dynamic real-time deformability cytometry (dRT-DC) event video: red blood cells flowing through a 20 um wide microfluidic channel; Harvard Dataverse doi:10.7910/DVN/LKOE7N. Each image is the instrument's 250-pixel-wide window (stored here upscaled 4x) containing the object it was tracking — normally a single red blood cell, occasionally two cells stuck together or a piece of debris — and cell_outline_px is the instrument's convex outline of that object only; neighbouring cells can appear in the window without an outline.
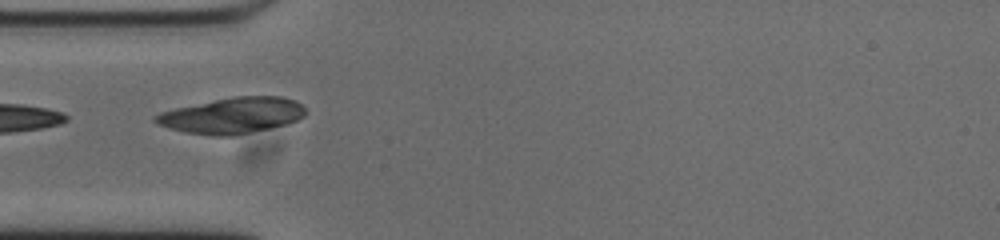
{"species": "common noctule bat (a hibernating species)", "species_latin": "Nyctalus noctula", "temperature_condition": "cold", "stored_images_in_passage": 5, "camera_frame_rate_fps": 3000, "um_per_image_px": 0.085, "animal": {"sex": "male", "body_mass_g": 20.0, "forearm_length_mm": 53.3}, "frame": {"image": 1, "passage_image": 1, "time_ms": 0.0, "image_size_px": [1000, 240], "cell_outline_px": [[304, 116], [296, 120], [284, 124], [268, 128], [232, 136], [212, 136], [184, 132], [156, 124], [152, 120], [152, 116], [160, 112], [176, 108], [236, 96], [280, 96], [296, 100], [304, 108]], "centroid_in_image_um": [19.69, 9.82], "position_along_channel_um": 65.3, "area_um2": 31.1}}